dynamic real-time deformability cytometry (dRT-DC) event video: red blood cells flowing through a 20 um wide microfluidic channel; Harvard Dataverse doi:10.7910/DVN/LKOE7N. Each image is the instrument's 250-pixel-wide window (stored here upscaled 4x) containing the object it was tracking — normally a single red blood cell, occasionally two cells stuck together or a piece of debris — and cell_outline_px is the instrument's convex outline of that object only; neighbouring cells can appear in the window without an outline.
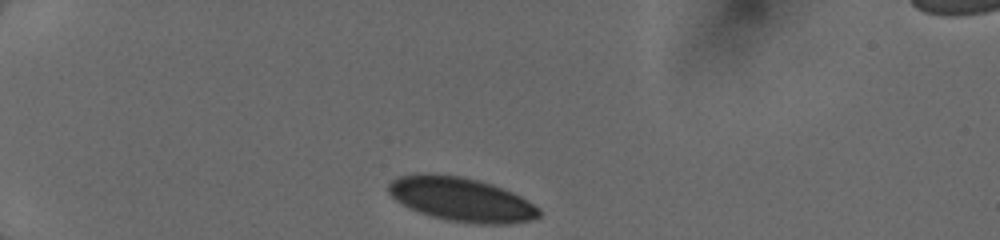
{"species": "human", "species_latin": "Homo sapiens", "temperature_condition": "cold", "stored_images_in_passage": 10, "camera_frame_rate_fps": 3000, "um_per_image_px": 0.085, "donor": {"sex": "female"}, "frame": {"image": 1, "passage_image": 1, "time_ms": 0.0, "image_size_px": [1000, 240], "cell_outline_px": [[540, 216], [532, 220], [508, 224], [476, 224], [448, 220], [432, 216], [420, 212], [396, 200], [388, 192], [388, 184], [392, 180], [400, 176], [416, 172], [432, 172], [460, 176], [492, 184], [512, 192], [520, 196], [540, 208]], "centroid_in_image_um": [39.21, 16.93], "position_along_channel_um": 45.8, "area_um2": 38.67}}
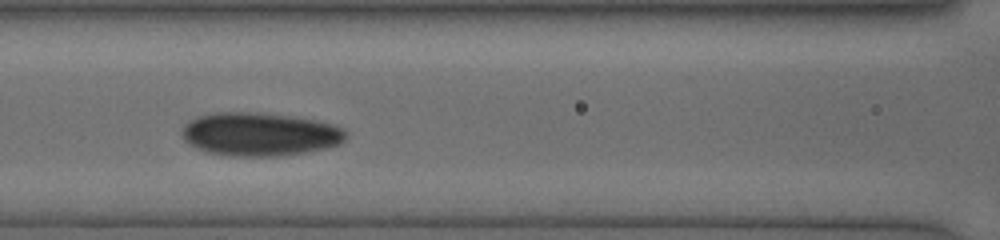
{"frame": {"image": 2, "passage_image": 7, "time_ms": 3.667, "image_size_px": [1000, 240], "cell_outline_px": [[348, 136], [340, 144], [328, 148], [280, 156], [228, 156], [204, 152], [188, 144], [180, 136], [180, 132], [184, 124], [196, 116], [216, 112], [260, 112], [292, 116], [320, 120], [344, 128], [348, 132]], "centroid_in_image_um": [22.07, 11.4], "position_along_channel_um": 144.5, "area_um2": 42.31}}
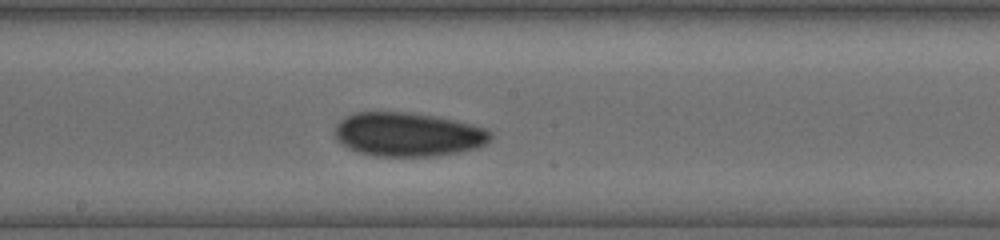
{"frame": {"image": 3, "passage_image": 9, "time_ms": 5.333, "image_size_px": [1000, 240], "cell_outline_px": [[492, 140], [480, 148], [436, 156], [376, 156], [360, 152], [348, 148], [340, 144], [336, 140], [332, 132], [336, 124], [340, 120], [356, 112], [408, 112], [436, 116], [456, 120], [488, 128], [492, 132]], "centroid_in_image_um": [34.71, 11.43], "position_along_channel_um": 213.5, "area_um2": 40.46}}